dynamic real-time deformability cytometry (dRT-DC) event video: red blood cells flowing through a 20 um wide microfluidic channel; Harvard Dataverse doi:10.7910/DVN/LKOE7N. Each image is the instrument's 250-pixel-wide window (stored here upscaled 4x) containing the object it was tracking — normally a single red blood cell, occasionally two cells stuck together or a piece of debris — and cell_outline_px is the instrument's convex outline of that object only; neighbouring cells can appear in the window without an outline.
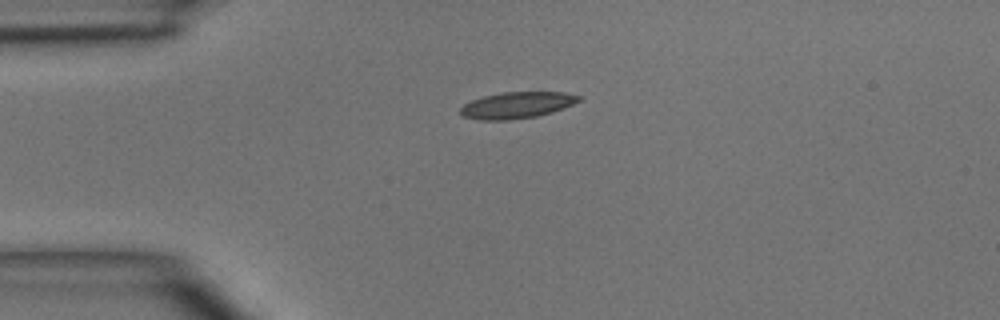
{"species": "common noctule bat (a hibernating species)", "species_latin": "Nyctalus noctula", "temperature_condition": "room temperature", "stored_images_in_passage": 4, "camera_frame_rate_fps": 3000, "um_per_image_px": 0.085, "animal": {"sex": "male", "body_mass_g": 15.6}, "frame": {"image": 1, "passage_image": 1, "time_ms": 0.0, "image_size_px": [1000, 320], "cell_outline_px": [[580, 100], [572, 104], [552, 112], [536, 116], [508, 120], [476, 120], [464, 116], [460, 112], [460, 108], [464, 104], [472, 100], [484, 96], [504, 92], [564, 92], [580, 96]], "centroid_in_image_um": [43.91, 8.94], "position_along_channel_um": 41.1, "area_um2": 18.03}}